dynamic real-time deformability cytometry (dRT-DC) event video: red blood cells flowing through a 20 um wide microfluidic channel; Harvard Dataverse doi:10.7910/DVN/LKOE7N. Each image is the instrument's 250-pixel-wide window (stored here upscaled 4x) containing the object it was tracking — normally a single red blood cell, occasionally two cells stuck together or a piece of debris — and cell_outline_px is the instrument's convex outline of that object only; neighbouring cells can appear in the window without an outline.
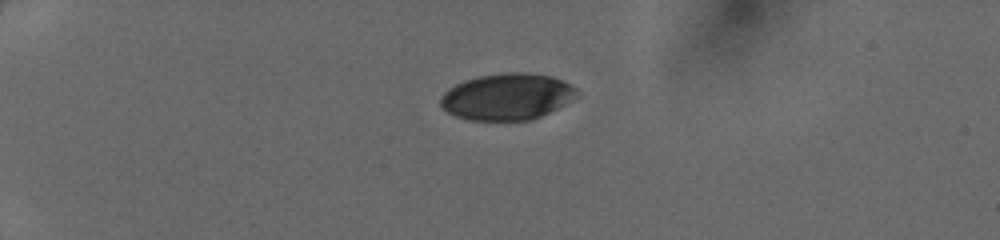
{"species": "human", "species_latin": "Homo sapiens", "temperature_condition": "cold", "stored_images_in_passage": 37, "camera_frame_rate_fps": 3000, "um_per_image_px": 0.085, "donor": {"sex": "female"}, "frame": {"image": 1, "passage_image": 1, "time_ms": 0.0, "image_size_px": [1000, 240], "cell_outline_px": [[580, 96], [532, 120], [468, 120], [456, 116], [448, 112], [440, 104], [440, 96], [448, 88], [464, 80], [480, 76], [508, 72], [520, 72], [552, 76], [576, 88], [580, 92]], "centroid_in_image_um": [43.1, 8.22], "position_along_channel_um": 41.9, "area_um2": 36.82}}
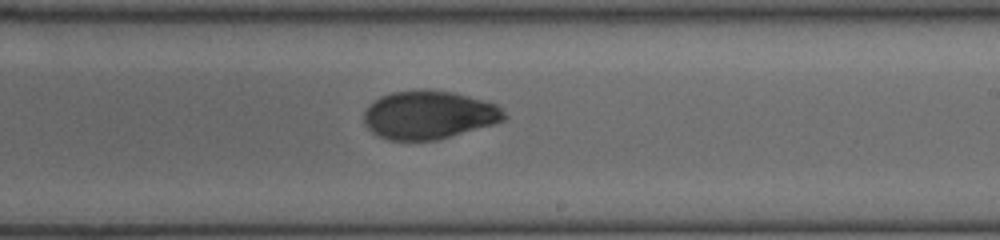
{"frame": {"image": 2, "passage_image": 20, "time_ms": 6.333, "image_size_px": [1000, 240], "cell_outline_px": [[508, 116], [504, 120], [492, 124], [436, 140], [388, 140], [372, 132], [364, 124], [364, 112], [368, 104], [380, 96], [392, 92], [420, 88], [424, 88], [452, 92], [468, 96], [496, 104]], "centroid_in_image_um": [36.41, 9.75], "position_along_channel_um": 252.6, "area_um2": 39.54}}
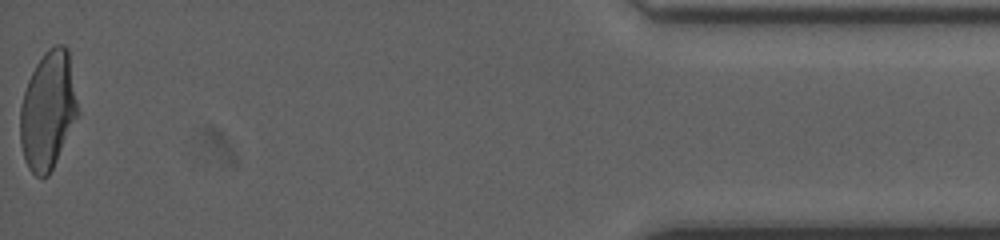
{"frame": {"image": 3, "passage_image": 37, "time_ms": 12.0, "image_size_px": [1000, 240], "cell_outline_px": [[76, 116], [52, 168], [48, 176], [36, 176], [28, 168], [24, 160], [20, 144], [20, 104], [28, 80], [36, 64], [44, 52], [48, 48], [56, 44], [64, 44], [68, 48], [76, 100]], "centroid_in_image_um": [4.02, 9.35], "position_along_channel_um": 431.2, "area_um2": 38.84}}